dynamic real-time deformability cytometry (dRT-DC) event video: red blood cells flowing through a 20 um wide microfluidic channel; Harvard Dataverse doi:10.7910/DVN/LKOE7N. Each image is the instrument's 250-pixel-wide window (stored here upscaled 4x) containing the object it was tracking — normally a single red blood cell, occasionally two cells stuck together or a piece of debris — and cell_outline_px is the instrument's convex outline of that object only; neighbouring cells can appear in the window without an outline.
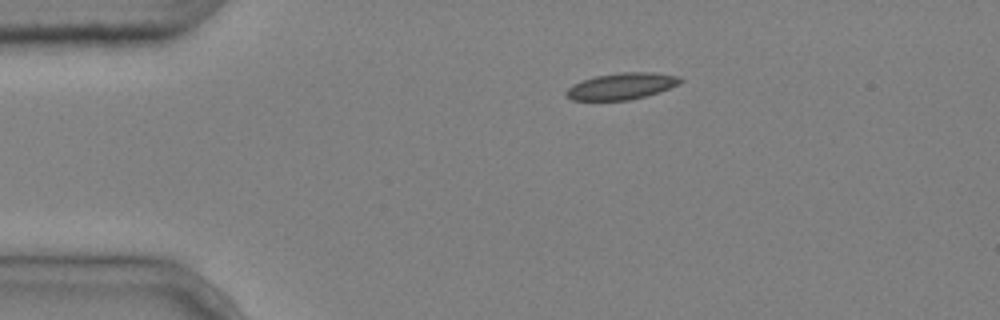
{"species": "common noctule bat (a hibernating species)", "species_latin": "Nyctalus noctula", "temperature_condition": "cold", "stored_images_in_passage": 2, "camera_frame_rate_fps": 3000, "um_per_image_px": 0.085, "animal": {"sex": "male", "body_mass_g": 20.4}, "frame": {"image": 1, "passage_image": 2, "time_ms": 0.333, "image_size_px": [1000, 320], "cell_outline_px": [[684, 80], [680, 84], [660, 92], [628, 100], [572, 100], [564, 96], [564, 92], [572, 84], [596, 76], [620, 72], [652, 72], [680, 76]], "centroid_in_image_um": [52.85, 7.32], "position_along_channel_um": 32.2, "area_um2": 17.74}}